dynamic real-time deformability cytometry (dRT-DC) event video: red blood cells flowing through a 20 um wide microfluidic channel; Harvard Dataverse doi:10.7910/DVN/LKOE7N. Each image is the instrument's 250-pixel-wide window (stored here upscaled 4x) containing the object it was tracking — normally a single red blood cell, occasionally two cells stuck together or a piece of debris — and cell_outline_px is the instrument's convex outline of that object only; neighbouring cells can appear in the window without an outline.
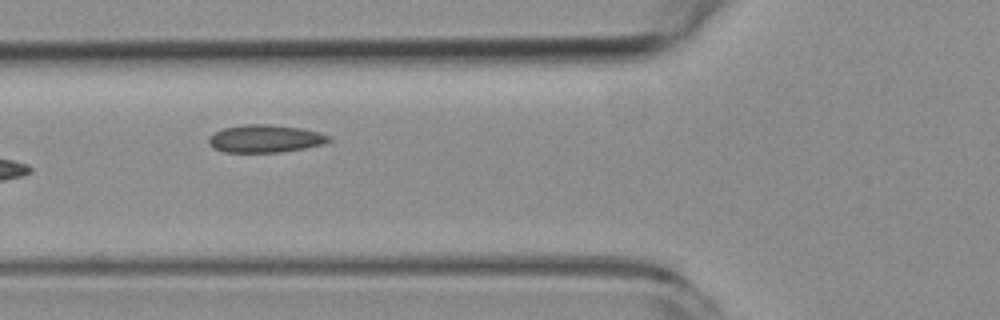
{"species": "common noctule bat (a hibernating species)", "species_latin": "Nyctalus noctula", "temperature_condition": "room temperature", "stored_images_in_passage": 6, "camera_frame_rate_fps": 3000, "um_per_image_px": 0.085, "animal": {"sex": "female", "body_mass_g": 19.3, "forearm_length_mm": 54.1}, "frame": {"image": 1, "passage_image": 5, "time_ms": 5.667, "image_size_px": [1000, 320], "cell_outline_px": [[332, 140], [324, 144], [304, 148], [280, 152], [224, 152], [212, 148], [208, 144], [208, 136], [224, 128], [244, 124], [272, 124], [300, 128], [320, 132], [332, 136]], "centroid_in_image_um": [22.55, 11.78], "position_along_channel_um": 103.3, "area_um2": 19.59}}
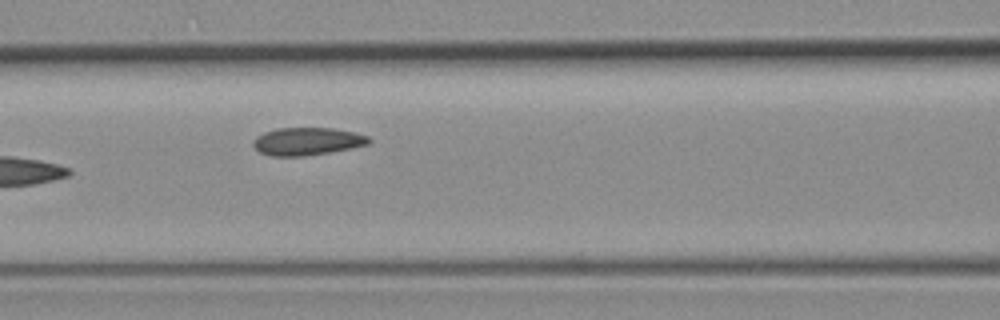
{"frame": {"image": 2, "passage_image": 6, "time_ms": 6.667, "image_size_px": [1000, 320], "cell_outline_px": [[372, 140], [368, 144], [328, 152], [304, 156], [272, 156], [260, 152], [252, 144], [252, 140], [256, 136], [264, 132], [276, 128], [332, 128], [352, 132], [368, 136]], "centroid_in_image_um": [26.06, 12.01], "position_along_channel_um": 140.5, "area_um2": 18.5}}